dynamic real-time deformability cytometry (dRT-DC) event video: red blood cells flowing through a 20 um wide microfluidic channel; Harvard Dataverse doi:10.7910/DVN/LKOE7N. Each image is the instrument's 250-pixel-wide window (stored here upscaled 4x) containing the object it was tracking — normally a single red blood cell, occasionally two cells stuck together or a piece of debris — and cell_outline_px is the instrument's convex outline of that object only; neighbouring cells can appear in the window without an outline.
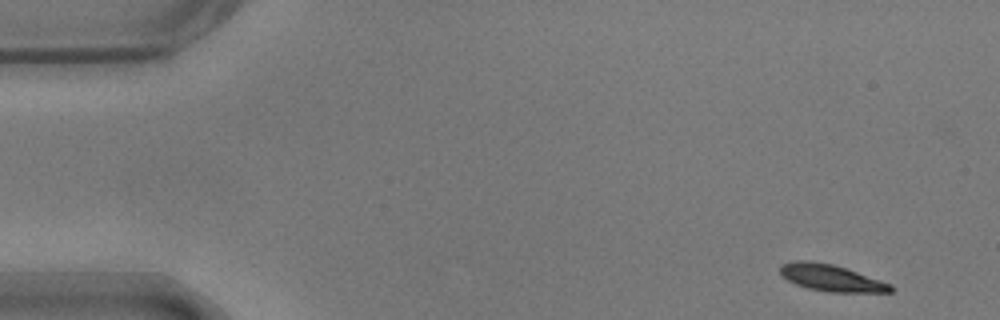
{"species": "common noctule bat (a hibernating species)", "species_latin": "Nyctalus noctula", "temperature_condition": "warm", "stored_images_in_passage": 52, "camera_frame_rate_fps": 3000, "um_per_image_px": 0.085, "animal": {"sex": "male", "body_mass_g": 17.9}, "frame": {"image": 1, "passage_image": 1, "time_ms": 0.0, "image_size_px": [1000, 320], "cell_outline_px": [[896, 288], [892, 292], [828, 292], [808, 288], [796, 284], [788, 280], [780, 272], [780, 264], [796, 260], [808, 260], [832, 264], [892, 284]], "centroid_in_image_um": [70.66, 23.62], "position_along_channel_um": 14.3, "area_um2": 17.05}}
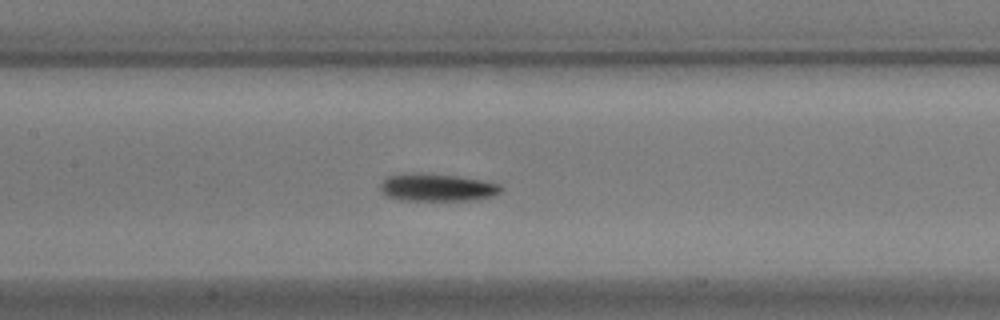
{"frame": {"image": 2, "passage_image": 23, "time_ms": 7.333, "image_size_px": [1000, 320], "cell_outline_px": [[504, 188], [500, 192], [492, 196], [476, 200], [400, 200], [388, 196], [380, 188], [380, 184], [388, 176], [400, 172], [424, 172], [456, 176], [484, 180], [500, 184]], "centroid_in_image_um": [37.16, 15.91], "position_along_channel_um": 170.2, "area_um2": 19.71}}
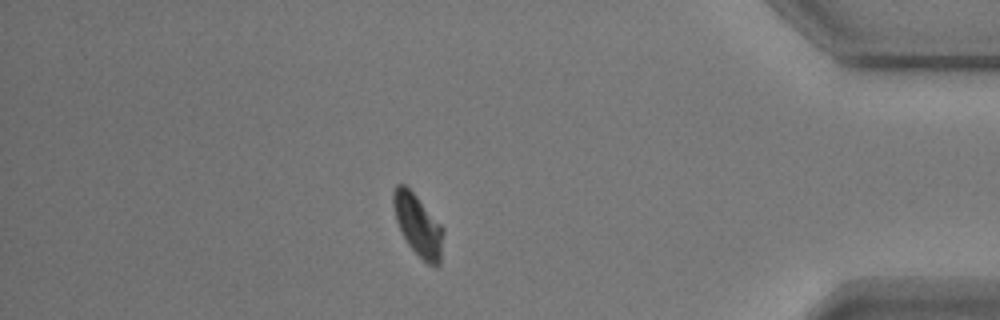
{"frame": {"image": 3, "passage_image": 45, "time_ms": 14.667, "image_size_px": [1000, 320], "cell_outline_px": [[444, 232], [440, 264], [428, 264], [408, 244], [396, 220], [392, 204], [392, 192], [396, 184], [404, 184], [416, 196], [444, 228]], "centroid_in_image_um": [35.53, 19.11], "position_along_channel_um": 399.7, "area_um2": 17.57}, "authors_computed_cell_mechanics": {"area_um2": 18.0625, "velocity_mm_per_s": 3.6381, "shape_relaxation_time_tau1_ms": 1.9291, "shape_relaxation_time_tau2_ms": 2.6535, "deformation_change_tau1": 0.1562, "deformation_change_tau2": 0.0739}}